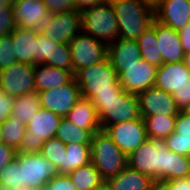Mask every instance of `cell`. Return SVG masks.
<instances>
[{
    "label": "cell",
    "mask_w": 190,
    "mask_h": 190,
    "mask_svg": "<svg viewBox=\"0 0 190 190\" xmlns=\"http://www.w3.org/2000/svg\"><path fill=\"white\" fill-rule=\"evenodd\" d=\"M182 48L185 54L190 53V23L178 31Z\"/></svg>",
    "instance_id": "45"
},
{
    "label": "cell",
    "mask_w": 190,
    "mask_h": 190,
    "mask_svg": "<svg viewBox=\"0 0 190 190\" xmlns=\"http://www.w3.org/2000/svg\"><path fill=\"white\" fill-rule=\"evenodd\" d=\"M21 169V184L37 189H44L46 184L59 173L57 168L40 153H20L17 151Z\"/></svg>",
    "instance_id": "8"
},
{
    "label": "cell",
    "mask_w": 190,
    "mask_h": 190,
    "mask_svg": "<svg viewBox=\"0 0 190 190\" xmlns=\"http://www.w3.org/2000/svg\"><path fill=\"white\" fill-rule=\"evenodd\" d=\"M68 176L78 190H91L104 181L91 162L86 166L75 169Z\"/></svg>",
    "instance_id": "32"
},
{
    "label": "cell",
    "mask_w": 190,
    "mask_h": 190,
    "mask_svg": "<svg viewBox=\"0 0 190 190\" xmlns=\"http://www.w3.org/2000/svg\"><path fill=\"white\" fill-rule=\"evenodd\" d=\"M164 140L168 150L179 155L190 157V138L178 137L177 133L172 132Z\"/></svg>",
    "instance_id": "38"
},
{
    "label": "cell",
    "mask_w": 190,
    "mask_h": 190,
    "mask_svg": "<svg viewBox=\"0 0 190 190\" xmlns=\"http://www.w3.org/2000/svg\"><path fill=\"white\" fill-rule=\"evenodd\" d=\"M17 151L5 144L0 143V172L9 164V162L16 157Z\"/></svg>",
    "instance_id": "44"
},
{
    "label": "cell",
    "mask_w": 190,
    "mask_h": 190,
    "mask_svg": "<svg viewBox=\"0 0 190 190\" xmlns=\"http://www.w3.org/2000/svg\"><path fill=\"white\" fill-rule=\"evenodd\" d=\"M16 27L12 6L8 0H0V37L11 34Z\"/></svg>",
    "instance_id": "36"
},
{
    "label": "cell",
    "mask_w": 190,
    "mask_h": 190,
    "mask_svg": "<svg viewBox=\"0 0 190 190\" xmlns=\"http://www.w3.org/2000/svg\"><path fill=\"white\" fill-rule=\"evenodd\" d=\"M74 78L81 97L90 101L114 99L123 91L117 71L109 58L80 69Z\"/></svg>",
    "instance_id": "1"
},
{
    "label": "cell",
    "mask_w": 190,
    "mask_h": 190,
    "mask_svg": "<svg viewBox=\"0 0 190 190\" xmlns=\"http://www.w3.org/2000/svg\"><path fill=\"white\" fill-rule=\"evenodd\" d=\"M65 118L81 129L101 130L96 108L90 99L81 97Z\"/></svg>",
    "instance_id": "24"
},
{
    "label": "cell",
    "mask_w": 190,
    "mask_h": 190,
    "mask_svg": "<svg viewBox=\"0 0 190 190\" xmlns=\"http://www.w3.org/2000/svg\"><path fill=\"white\" fill-rule=\"evenodd\" d=\"M2 142L19 151L23 136L26 131V124L21 122L20 117L9 116L0 124Z\"/></svg>",
    "instance_id": "31"
},
{
    "label": "cell",
    "mask_w": 190,
    "mask_h": 190,
    "mask_svg": "<svg viewBox=\"0 0 190 190\" xmlns=\"http://www.w3.org/2000/svg\"><path fill=\"white\" fill-rule=\"evenodd\" d=\"M174 132L178 137L190 138V115L180 111L175 121Z\"/></svg>",
    "instance_id": "41"
},
{
    "label": "cell",
    "mask_w": 190,
    "mask_h": 190,
    "mask_svg": "<svg viewBox=\"0 0 190 190\" xmlns=\"http://www.w3.org/2000/svg\"><path fill=\"white\" fill-rule=\"evenodd\" d=\"M0 190H11V189L6 185H1L0 184Z\"/></svg>",
    "instance_id": "55"
},
{
    "label": "cell",
    "mask_w": 190,
    "mask_h": 190,
    "mask_svg": "<svg viewBox=\"0 0 190 190\" xmlns=\"http://www.w3.org/2000/svg\"><path fill=\"white\" fill-rule=\"evenodd\" d=\"M91 102L96 108L101 130L111 124L140 118L138 96L125 90L114 99Z\"/></svg>",
    "instance_id": "6"
},
{
    "label": "cell",
    "mask_w": 190,
    "mask_h": 190,
    "mask_svg": "<svg viewBox=\"0 0 190 190\" xmlns=\"http://www.w3.org/2000/svg\"><path fill=\"white\" fill-rule=\"evenodd\" d=\"M14 106V98L8 96L0 89V124L11 116Z\"/></svg>",
    "instance_id": "42"
},
{
    "label": "cell",
    "mask_w": 190,
    "mask_h": 190,
    "mask_svg": "<svg viewBox=\"0 0 190 190\" xmlns=\"http://www.w3.org/2000/svg\"><path fill=\"white\" fill-rule=\"evenodd\" d=\"M177 116H148L144 120L145 129L149 139L164 140L174 132Z\"/></svg>",
    "instance_id": "30"
},
{
    "label": "cell",
    "mask_w": 190,
    "mask_h": 190,
    "mask_svg": "<svg viewBox=\"0 0 190 190\" xmlns=\"http://www.w3.org/2000/svg\"><path fill=\"white\" fill-rule=\"evenodd\" d=\"M74 7L76 11L83 12L86 9L92 8L99 3H102L101 0H73Z\"/></svg>",
    "instance_id": "46"
},
{
    "label": "cell",
    "mask_w": 190,
    "mask_h": 190,
    "mask_svg": "<svg viewBox=\"0 0 190 190\" xmlns=\"http://www.w3.org/2000/svg\"><path fill=\"white\" fill-rule=\"evenodd\" d=\"M61 119V116L41 108L26 125L27 129L18 152L39 153L44 142L55 137Z\"/></svg>",
    "instance_id": "7"
},
{
    "label": "cell",
    "mask_w": 190,
    "mask_h": 190,
    "mask_svg": "<svg viewBox=\"0 0 190 190\" xmlns=\"http://www.w3.org/2000/svg\"><path fill=\"white\" fill-rule=\"evenodd\" d=\"M2 142L1 127H0V143Z\"/></svg>",
    "instance_id": "57"
},
{
    "label": "cell",
    "mask_w": 190,
    "mask_h": 190,
    "mask_svg": "<svg viewBox=\"0 0 190 190\" xmlns=\"http://www.w3.org/2000/svg\"><path fill=\"white\" fill-rule=\"evenodd\" d=\"M19 190H39V189L30 187V186H24V187H22V188L19 189Z\"/></svg>",
    "instance_id": "54"
},
{
    "label": "cell",
    "mask_w": 190,
    "mask_h": 190,
    "mask_svg": "<svg viewBox=\"0 0 190 190\" xmlns=\"http://www.w3.org/2000/svg\"><path fill=\"white\" fill-rule=\"evenodd\" d=\"M17 62L14 45L12 42V33L0 37V71L6 69Z\"/></svg>",
    "instance_id": "37"
},
{
    "label": "cell",
    "mask_w": 190,
    "mask_h": 190,
    "mask_svg": "<svg viewBox=\"0 0 190 190\" xmlns=\"http://www.w3.org/2000/svg\"><path fill=\"white\" fill-rule=\"evenodd\" d=\"M143 1L154 9L162 0H143Z\"/></svg>",
    "instance_id": "50"
},
{
    "label": "cell",
    "mask_w": 190,
    "mask_h": 190,
    "mask_svg": "<svg viewBox=\"0 0 190 190\" xmlns=\"http://www.w3.org/2000/svg\"><path fill=\"white\" fill-rule=\"evenodd\" d=\"M0 184L8 186L11 190L24 187V184H21V169L16 157L0 172Z\"/></svg>",
    "instance_id": "35"
},
{
    "label": "cell",
    "mask_w": 190,
    "mask_h": 190,
    "mask_svg": "<svg viewBox=\"0 0 190 190\" xmlns=\"http://www.w3.org/2000/svg\"><path fill=\"white\" fill-rule=\"evenodd\" d=\"M111 190H151L153 179L127 166L106 180Z\"/></svg>",
    "instance_id": "25"
},
{
    "label": "cell",
    "mask_w": 190,
    "mask_h": 190,
    "mask_svg": "<svg viewBox=\"0 0 190 190\" xmlns=\"http://www.w3.org/2000/svg\"><path fill=\"white\" fill-rule=\"evenodd\" d=\"M151 190H173V188L168 181L157 179L153 181Z\"/></svg>",
    "instance_id": "48"
},
{
    "label": "cell",
    "mask_w": 190,
    "mask_h": 190,
    "mask_svg": "<svg viewBox=\"0 0 190 190\" xmlns=\"http://www.w3.org/2000/svg\"><path fill=\"white\" fill-rule=\"evenodd\" d=\"M46 190H78L68 175L58 174L46 184Z\"/></svg>",
    "instance_id": "39"
},
{
    "label": "cell",
    "mask_w": 190,
    "mask_h": 190,
    "mask_svg": "<svg viewBox=\"0 0 190 190\" xmlns=\"http://www.w3.org/2000/svg\"><path fill=\"white\" fill-rule=\"evenodd\" d=\"M128 166L153 180L167 181L168 149L165 140L147 139L128 157Z\"/></svg>",
    "instance_id": "3"
},
{
    "label": "cell",
    "mask_w": 190,
    "mask_h": 190,
    "mask_svg": "<svg viewBox=\"0 0 190 190\" xmlns=\"http://www.w3.org/2000/svg\"><path fill=\"white\" fill-rule=\"evenodd\" d=\"M184 61H185V63H186V66H187L188 69L190 70V53L185 54Z\"/></svg>",
    "instance_id": "51"
},
{
    "label": "cell",
    "mask_w": 190,
    "mask_h": 190,
    "mask_svg": "<svg viewBox=\"0 0 190 190\" xmlns=\"http://www.w3.org/2000/svg\"><path fill=\"white\" fill-rule=\"evenodd\" d=\"M61 68L73 74L72 56L69 43H61L37 34V65Z\"/></svg>",
    "instance_id": "15"
},
{
    "label": "cell",
    "mask_w": 190,
    "mask_h": 190,
    "mask_svg": "<svg viewBox=\"0 0 190 190\" xmlns=\"http://www.w3.org/2000/svg\"><path fill=\"white\" fill-rule=\"evenodd\" d=\"M14 20L18 27L39 30L49 16L43 0H22L12 7Z\"/></svg>",
    "instance_id": "19"
},
{
    "label": "cell",
    "mask_w": 190,
    "mask_h": 190,
    "mask_svg": "<svg viewBox=\"0 0 190 190\" xmlns=\"http://www.w3.org/2000/svg\"><path fill=\"white\" fill-rule=\"evenodd\" d=\"M98 131L81 129L63 117L59 122L55 137L65 144H91L93 134Z\"/></svg>",
    "instance_id": "28"
},
{
    "label": "cell",
    "mask_w": 190,
    "mask_h": 190,
    "mask_svg": "<svg viewBox=\"0 0 190 190\" xmlns=\"http://www.w3.org/2000/svg\"><path fill=\"white\" fill-rule=\"evenodd\" d=\"M173 190H190V176L168 181Z\"/></svg>",
    "instance_id": "47"
},
{
    "label": "cell",
    "mask_w": 190,
    "mask_h": 190,
    "mask_svg": "<svg viewBox=\"0 0 190 190\" xmlns=\"http://www.w3.org/2000/svg\"><path fill=\"white\" fill-rule=\"evenodd\" d=\"M90 146L91 163L104 180L118 175L128 166L127 156L104 130H99L93 134Z\"/></svg>",
    "instance_id": "4"
},
{
    "label": "cell",
    "mask_w": 190,
    "mask_h": 190,
    "mask_svg": "<svg viewBox=\"0 0 190 190\" xmlns=\"http://www.w3.org/2000/svg\"><path fill=\"white\" fill-rule=\"evenodd\" d=\"M114 7L119 38L137 40L152 24L154 9L143 0H116Z\"/></svg>",
    "instance_id": "2"
},
{
    "label": "cell",
    "mask_w": 190,
    "mask_h": 190,
    "mask_svg": "<svg viewBox=\"0 0 190 190\" xmlns=\"http://www.w3.org/2000/svg\"><path fill=\"white\" fill-rule=\"evenodd\" d=\"M189 80L190 70L184 60L181 62L163 63L157 69L155 87L173 94Z\"/></svg>",
    "instance_id": "20"
},
{
    "label": "cell",
    "mask_w": 190,
    "mask_h": 190,
    "mask_svg": "<svg viewBox=\"0 0 190 190\" xmlns=\"http://www.w3.org/2000/svg\"><path fill=\"white\" fill-rule=\"evenodd\" d=\"M136 41L141 51V59L146 60L155 67H159L163 64L155 34V19L151 26L144 31Z\"/></svg>",
    "instance_id": "27"
},
{
    "label": "cell",
    "mask_w": 190,
    "mask_h": 190,
    "mask_svg": "<svg viewBox=\"0 0 190 190\" xmlns=\"http://www.w3.org/2000/svg\"><path fill=\"white\" fill-rule=\"evenodd\" d=\"M22 0H8L10 6H15L16 4H18L19 2H21Z\"/></svg>",
    "instance_id": "53"
},
{
    "label": "cell",
    "mask_w": 190,
    "mask_h": 190,
    "mask_svg": "<svg viewBox=\"0 0 190 190\" xmlns=\"http://www.w3.org/2000/svg\"><path fill=\"white\" fill-rule=\"evenodd\" d=\"M40 97V105L62 118L74 107L81 98L80 88L73 78L69 83L55 88L37 92Z\"/></svg>",
    "instance_id": "13"
},
{
    "label": "cell",
    "mask_w": 190,
    "mask_h": 190,
    "mask_svg": "<svg viewBox=\"0 0 190 190\" xmlns=\"http://www.w3.org/2000/svg\"><path fill=\"white\" fill-rule=\"evenodd\" d=\"M155 34L163 63L181 62L185 58L178 31L155 20Z\"/></svg>",
    "instance_id": "21"
},
{
    "label": "cell",
    "mask_w": 190,
    "mask_h": 190,
    "mask_svg": "<svg viewBox=\"0 0 190 190\" xmlns=\"http://www.w3.org/2000/svg\"><path fill=\"white\" fill-rule=\"evenodd\" d=\"M102 2H106V3H112V2H114V1H116V0H101Z\"/></svg>",
    "instance_id": "56"
},
{
    "label": "cell",
    "mask_w": 190,
    "mask_h": 190,
    "mask_svg": "<svg viewBox=\"0 0 190 190\" xmlns=\"http://www.w3.org/2000/svg\"><path fill=\"white\" fill-rule=\"evenodd\" d=\"M90 162V144H66V154H64L63 164L57 168V171L60 175H69L75 169L86 166Z\"/></svg>",
    "instance_id": "26"
},
{
    "label": "cell",
    "mask_w": 190,
    "mask_h": 190,
    "mask_svg": "<svg viewBox=\"0 0 190 190\" xmlns=\"http://www.w3.org/2000/svg\"><path fill=\"white\" fill-rule=\"evenodd\" d=\"M140 117L148 116H177L180 109L171 93L157 87H151L138 95Z\"/></svg>",
    "instance_id": "14"
},
{
    "label": "cell",
    "mask_w": 190,
    "mask_h": 190,
    "mask_svg": "<svg viewBox=\"0 0 190 190\" xmlns=\"http://www.w3.org/2000/svg\"><path fill=\"white\" fill-rule=\"evenodd\" d=\"M39 30L16 27L12 32L14 53L19 63L37 65V34Z\"/></svg>",
    "instance_id": "22"
},
{
    "label": "cell",
    "mask_w": 190,
    "mask_h": 190,
    "mask_svg": "<svg viewBox=\"0 0 190 190\" xmlns=\"http://www.w3.org/2000/svg\"><path fill=\"white\" fill-rule=\"evenodd\" d=\"M190 176V157L168 150L167 181Z\"/></svg>",
    "instance_id": "33"
},
{
    "label": "cell",
    "mask_w": 190,
    "mask_h": 190,
    "mask_svg": "<svg viewBox=\"0 0 190 190\" xmlns=\"http://www.w3.org/2000/svg\"><path fill=\"white\" fill-rule=\"evenodd\" d=\"M157 69L158 67L140 59L138 63L125 67V71L119 75V82L123 90L138 95L155 86Z\"/></svg>",
    "instance_id": "16"
},
{
    "label": "cell",
    "mask_w": 190,
    "mask_h": 190,
    "mask_svg": "<svg viewBox=\"0 0 190 190\" xmlns=\"http://www.w3.org/2000/svg\"><path fill=\"white\" fill-rule=\"evenodd\" d=\"M82 31V14L76 10L50 13L41 24L39 33L61 43H69Z\"/></svg>",
    "instance_id": "10"
},
{
    "label": "cell",
    "mask_w": 190,
    "mask_h": 190,
    "mask_svg": "<svg viewBox=\"0 0 190 190\" xmlns=\"http://www.w3.org/2000/svg\"><path fill=\"white\" fill-rule=\"evenodd\" d=\"M182 112H184L185 114L190 115V101L188 102L186 107L183 108Z\"/></svg>",
    "instance_id": "52"
},
{
    "label": "cell",
    "mask_w": 190,
    "mask_h": 190,
    "mask_svg": "<svg viewBox=\"0 0 190 190\" xmlns=\"http://www.w3.org/2000/svg\"><path fill=\"white\" fill-rule=\"evenodd\" d=\"M35 65L15 62L0 71V89L12 98L35 92Z\"/></svg>",
    "instance_id": "12"
},
{
    "label": "cell",
    "mask_w": 190,
    "mask_h": 190,
    "mask_svg": "<svg viewBox=\"0 0 190 190\" xmlns=\"http://www.w3.org/2000/svg\"><path fill=\"white\" fill-rule=\"evenodd\" d=\"M40 97L35 91L14 98L12 117H20L21 122L28 124L29 121L41 110Z\"/></svg>",
    "instance_id": "29"
},
{
    "label": "cell",
    "mask_w": 190,
    "mask_h": 190,
    "mask_svg": "<svg viewBox=\"0 0 190 190\" xmlns=\"http://www.w3.org/2000/svg\"><path fill=\"white\" fill-rule=\"evenodd\" d=\"M104 132L127 157L148 139L142 117L108 125Z\"/></svg>",
    "instance_id": "11"
},
{
    "label": "cell",
    "mask_w": 190,
    "mask_h": 190,
    "mask_svg": "<svg viewBox=\"0 0 190 190\" xmlns=\"http://www.w3.org/2000/svg\"><path fill=\"white\" fill-rule=\"evenodd\" d=\"M91 190H111L109 184L106 180L98 184L97 186L93 187Z\"/></svg>",
    "instance_id": "49"
},
{
    "label": "cell",
    "mask_w": 190,
    "mask_h": 190,
    "mask_svg": "<svg viewBox=\"0 0 190 190\" xmlns=\"http://www.w3.org/2000/svg\"><path fill=\"white\" fill-rule=\"evenodd\" d=\"M157 22L179 31L190 23V0H162L154 8Z\"/></svg>",
    "instance_id": "17"
},
{
    "label": "cell",
    "mask_w": 190,
    "mask_h": 190,
    "mask_svg": "<svg viewBox=\"0 0 190 190\" xmlns=\"http://www.w3.org/2000/svg\"><path fill=\"white\" fill-rule=\"evenodd\" d=\"M73 78L74 75L70 71L45 64L35 65L34 81L36 92L65 85Z\"/></svg>",
    "instance_id": "23"
},
{
    "label": "cell",
    "mask_w": 190,
    "mask_h": 190,
    "mask_svg": "<svg viewBox=\"0 0 190 190\" xmlns=\"http://www.w3.org/2000/svg\"><path fill=\"white\" fill-rule=\"evenodd\" d=\"M108 58L118 76L141 59V51L136 40L118 38L108 44Z\"/></svg>",
    "instance_id": "18"
},
{
    "label": "cell",
    "mask_w": 190,
    "mask_h": 190,
    "mask_svg": "<svg viewBox=\"0 0 190 190\" xmlns=\"http://www.w3.org/2000/svg\"><path fill=\"white\" fill-rule=\"evenodd\" d=\"M73 75L80 69L108 58V44L81 31L69 42Z\"/></svg>",
    "instance_id": "9"
},
{
    "label": "cell",
    "mask_w": 190,
    "mask_h": 190,
    "mask_svg": "<svg viewBox=\"0 0 190 190\" xmlns=\"http://www.w3.org/2000/svg\"><path fill=\"white\" fill-rule=\"evenodd\" d=\"M39 153L58 168L63 164L64 154H66V144L56 137L50 138L44 142Z\"/></svg>",
    "instance_id": "34"
},
{
    "label": "cell",
    "mask_w": 190,
    "mask_h": 190,
    "mask_svg": "<svg viewBox=\"0 0 190 190\" xmlns=\"http://www.w3.org/2000/svg\"><path fill=\"white\" fill-rule=\"evenodd\" d=\"M81 14L84 33L106 44L119 38L116 14L111 3H99Z\"/></svg>",
    "instance_id": "5"
},
{
    "label": "cell",
    "mask_w": 190,
    "mask_h": 190,
    "mask_svg": "<svg viewBox=\"0 0 190 190\" xmlns=\"http://www.w3.org/2000/svg\"><path fill=\"white\" fill-rule=\"evenodd\" d=\"M172 95L177 107L182 111L190 101V80L178 88Z\"/></svg>",
    "instance_id": "43"
},
{
    "label": "cell",
    "mask_w": 190,
    "mask_h": 190,
    "mask_svg": "<svg viewBox=\"0 0 190 190\" xmlns=\"http://www.w3.org/2000/svg\"><path fill=\"white\" fill-rule=\"evenodd\" d=\"M49 13H61L76 10L73 0H43Z\"/></svg>",
    "instance_id": "40"
}]
</instances>
